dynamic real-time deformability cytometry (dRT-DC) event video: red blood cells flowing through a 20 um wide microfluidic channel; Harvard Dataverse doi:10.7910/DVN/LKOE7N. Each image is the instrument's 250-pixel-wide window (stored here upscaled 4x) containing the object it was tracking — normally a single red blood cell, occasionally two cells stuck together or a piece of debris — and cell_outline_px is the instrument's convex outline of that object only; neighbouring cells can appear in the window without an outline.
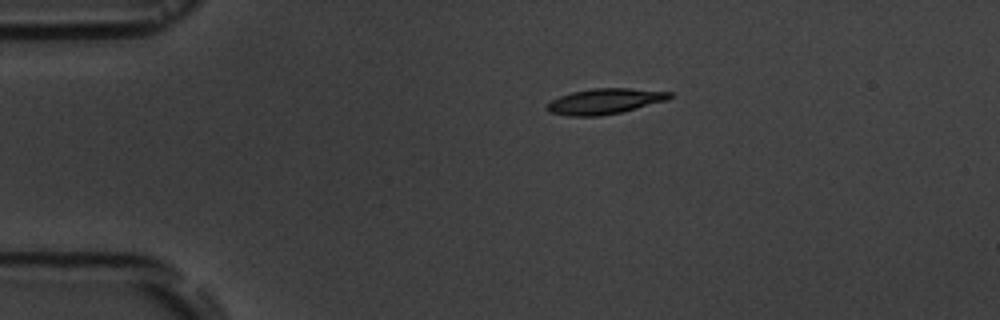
{"species": "common noctule bat (a hibernating species)", "species_latin": "Nyctalus noctula", "temperature_condition": "room temperature", "stored_images_in_passage": 5, "camera_frame_rate_fps": 3000, "um_per_image_px": 0.085, "animal": {"sex": "male", "body_mass_g": 19.5, "forearm_length_mm": 54.6}, "frame": {"image": 1, "passage_image": 1, "time_ms": 0.0, "image_size_px": [1000, 320], "cell_outline_px": [[672, 96], [668, 100], [620, 112], [600, 116], [568, 116], [548, 112], [544, 108], [552, 100], [560, 96], [572, 92], [592, 88], [632, 88], [672, 92]], "centroid_in_image_um": [51.39, 8.61], "position_along_channel_um": 33.6, "area_um2": 18.26}}
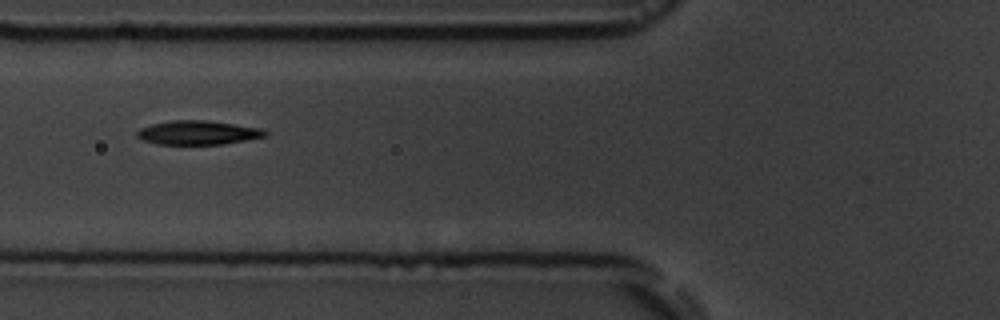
{"frame": {"image": 2, "passage_image": 4, "time_ms": 3.333, "image_size_px": [1000, 320], "cell_outline_px": [[268, 136], [224, 144], [160, 144], [144, 140], [136, 136], [136, 132], [140, 128], [152, 124], [172, 120], [204, 120], [264, 128], [268, 132]], "centroid_in_image_um": [16.87, 11.27], "position_along_channel_um": 108.9, "area_um2": 17.92}}
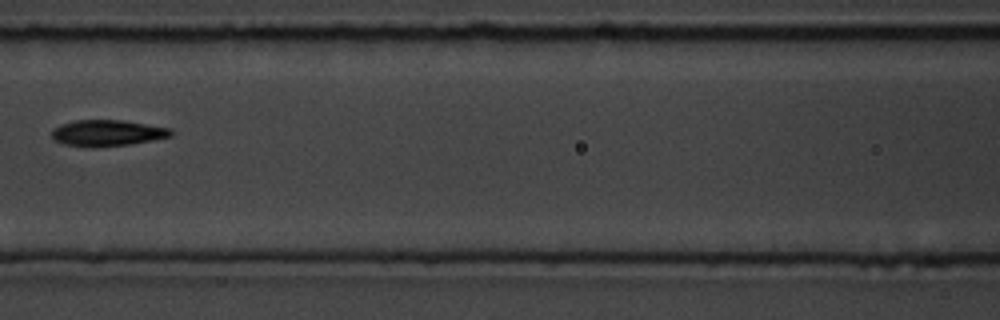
{"frame": {"image": 3, "passage_image": 5, "time_ms": 4.667, "image_size_px": [1000, 320], "cell_outline_px": [[172, 136], [128, 144], [64, 144], [52, 140], [52, 128], [60, 124], [76, 120], [124, 120], [172, 128]], "centroid_in_image_um": [9.14, 11.24], "position_along_channel_um": 157.5, "area_um2": 17.4}}